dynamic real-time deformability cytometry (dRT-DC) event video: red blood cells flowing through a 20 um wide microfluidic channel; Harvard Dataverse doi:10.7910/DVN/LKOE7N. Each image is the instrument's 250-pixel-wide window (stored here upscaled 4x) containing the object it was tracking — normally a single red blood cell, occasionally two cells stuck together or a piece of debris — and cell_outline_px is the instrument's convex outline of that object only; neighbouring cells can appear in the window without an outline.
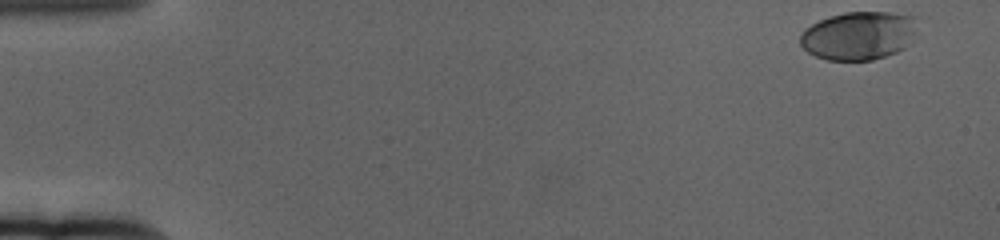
{"species": "human", "species_latin": "Homo sapiens", "temperature_condition": "cold", "stored_images_in_passage": 59, "camera_frame_rate_fps": 3000, "um_per_image_px": 0.085, "donor": {"sex": "female"}, "frame": {"image": 1, "passage_image": 1, "time_ms": 0.0, "image_size_px": [1000, 240], "cell_outline_px": [[912, 44], [896, 52], [872, 60], [828, 60], [816, 56], [808, 52], [800, 44], [800, 36], [804, 28], [828, 16], [844, 12], [888, 12], [912, 16]], "centroid_in_image_um": [72.92, 3.03], "position_along_channel_um": 12.1, "area_um2": 32.66}}
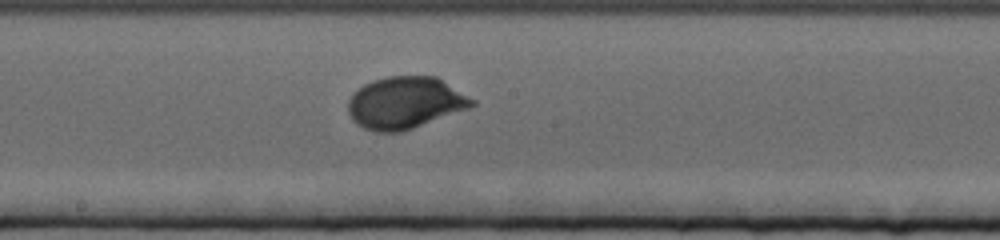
{"frame": {"image": 2, "passage_image": 32, "time_ms": 10.333, "image_size_px": [1000, 240], "cell_outline_px": [[476, 104], [468, 108], [412, 128], [400, 132], [376, 132], [364, 128], [356, 124], [352, 120], [348, 112], [348, 100], [364, 84], [372, 80], [388, 76], [436, 76], [476, 100]], "centroid_in_image_um": [34.43, 8.73], "position_along_channel_um": 213.8, "area_um2": 37.28}}
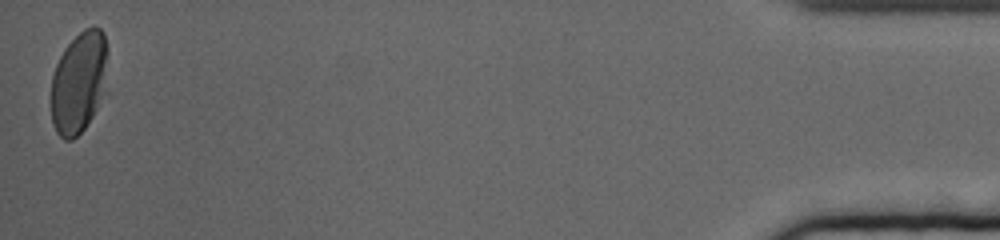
{"frame": {"image": 3, "passage_image": 59, "time_ms": 19.333, "image_size_px": [1000, 240], "cell_outline_px": [[108, 92], [84, 128], [72, 140], [64, 140], [56, 132], [52, 124], [52, 76], [56, 64], [64, 48], [84, 28], [100, 28], [104, 32], [108, 52]], "centroid_in_image_um": [6.76, 7.0], "position_along_channel_um": 428.4, "area_um2": 34.28}, "authors_computed_cell_mechanics": {"area_um2": 34.2176, "velocity_mm_per_s": 3.3278, "shape_relaxation_time_tau1_ms": 2.7613, "shape_relaxation_time_tau2_ms": null, "deformation_change_tau1": 0.1328, "deformation_change_tau2": null}}